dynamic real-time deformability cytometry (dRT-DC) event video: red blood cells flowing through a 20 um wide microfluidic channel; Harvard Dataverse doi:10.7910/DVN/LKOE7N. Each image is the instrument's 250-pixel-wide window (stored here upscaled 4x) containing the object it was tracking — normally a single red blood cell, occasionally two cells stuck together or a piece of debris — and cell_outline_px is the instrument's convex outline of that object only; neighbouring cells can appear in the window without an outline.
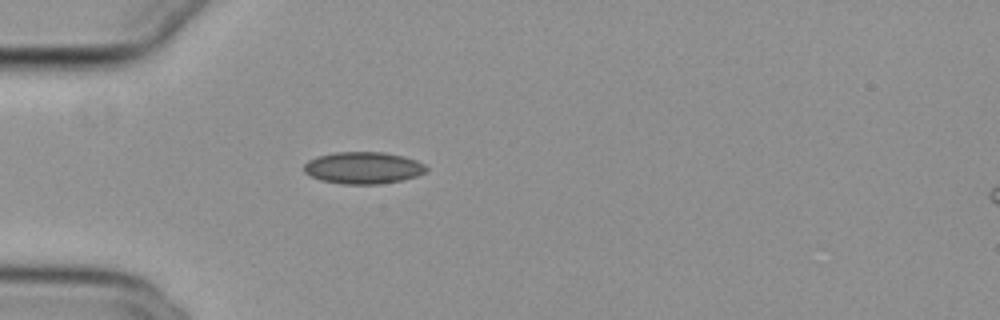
{"species": "common noctule bat (a hibernating species)", "species_latin": "Nyctalus noctula", "temperature_condition": "cold", "stored_images_in_passage": 34, "camera_frame_rate_fps": 3000, "um_per_image_px": 0.085, "animal": {"sex": "female", "body_mass_g": 29.2, "forearm_length_mm": 56.3}, "frame": {"image": 1, "passage_image": 1, "time_ms": 0.0, "image_size_px": [1000, 320], "cell_outline_px": [[428, 168], [424, 172], [416, 176], [400, 180], [380, 184], [344, 184], [320, 180], [304, 172], [304, 164], [308, 160], [320, 156], [336, 152], [384, 152], [404, 156], [416, 160], [424, 164]], "centroid_in_image_um": [30.87, 14.26], "position_along_channel_um": 54.1, "area_um2": 22.6}}
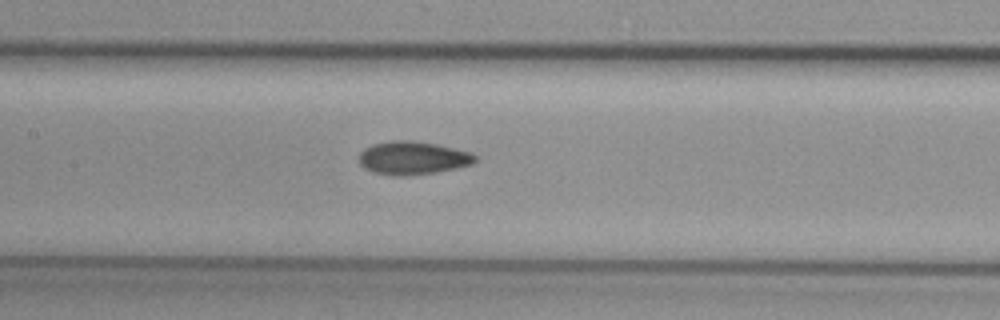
{"frame": {"image": 2, "passage_image": 11, "time_ms": 3.333, "image_size_px": [1000, 320], "cell_outline_px": [[476, 160], [472, 164], [456, 168], [436, 172], [400, 176], [392, 176], [372, 172], [364, 168], [360, 164], [360, 152], [364, 148], [372, 144], [392, 140], [408, 140], [436, 144], [472, 152], [476, 156]], "centroid_in_image_um": [35.07, 13.42], "position_along_channel_um": 172.3, "area_um2": 22.48}}
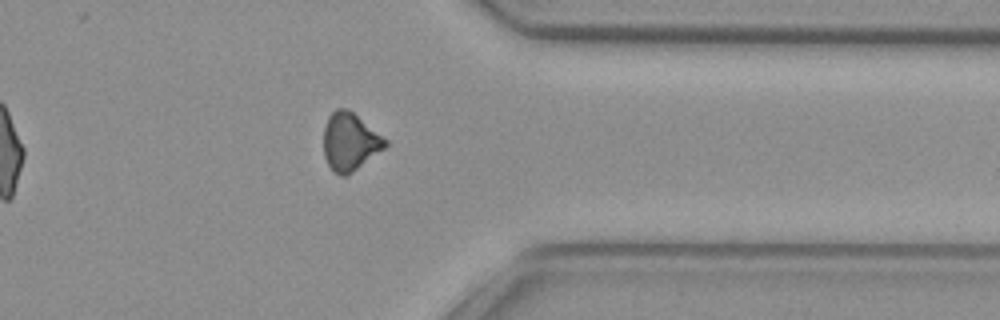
{"frame": {"image": 3, "passage_image": 28, "time_ms": 9.0, "image_size_px": [1000, 320], "cell_outline_px": [[388, 144], [384, 148], [352, 172], [344, 176], [340, 176], [332, 172], [324, 156], [324, 128], [328, 116], [336, 108], [348, 108], [388, 140]], "centroid_in_image_um": [29.73, 12.04], "position_along_channel_um": 381.7, "area_um2": 20.69}}